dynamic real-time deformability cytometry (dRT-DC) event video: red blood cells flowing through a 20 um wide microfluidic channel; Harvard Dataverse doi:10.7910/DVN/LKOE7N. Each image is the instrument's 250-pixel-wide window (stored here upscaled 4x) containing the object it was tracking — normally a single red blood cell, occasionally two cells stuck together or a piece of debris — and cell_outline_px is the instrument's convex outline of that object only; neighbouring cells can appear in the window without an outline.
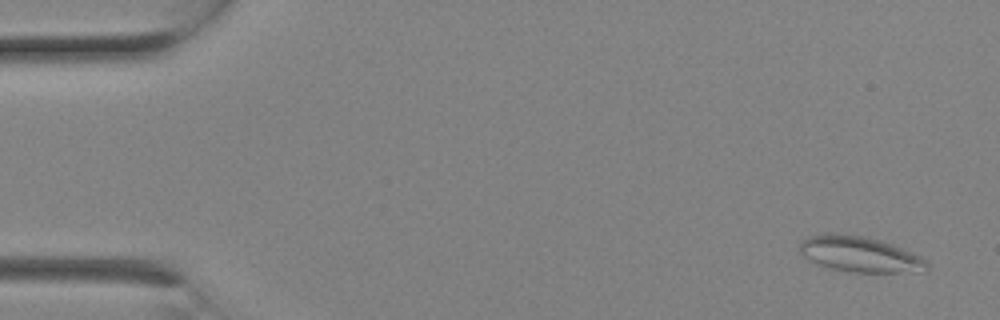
{"species": "Egyptian fruit bat (a non-hibernating species)", "species_latin": "Rousettus aegyptiacus", "temperature_condition": "room temperature", "stored_images_in_passage": 2, "camera_frame_rate_fps": 3000, "um_per_image_px": 0.085, "animal": {"sex": "female"}, "frame": {"image": 1, "passage_image": 1, "time_ms": 0.0, "image_size_px": [1000, 320], "cell_outline_px": [[928, 268], [900, 272], [848, 272], [832, 268], [808, 260], [800, 252], [800, 240], [808, 236], [860, 236], [880, 240], [892, 244], [920, 256], [928, 264]], "centroid_in_image_um": [73.06, 21.64], "position_along_channel_um": 11.9, "area_um2": 25.2}}